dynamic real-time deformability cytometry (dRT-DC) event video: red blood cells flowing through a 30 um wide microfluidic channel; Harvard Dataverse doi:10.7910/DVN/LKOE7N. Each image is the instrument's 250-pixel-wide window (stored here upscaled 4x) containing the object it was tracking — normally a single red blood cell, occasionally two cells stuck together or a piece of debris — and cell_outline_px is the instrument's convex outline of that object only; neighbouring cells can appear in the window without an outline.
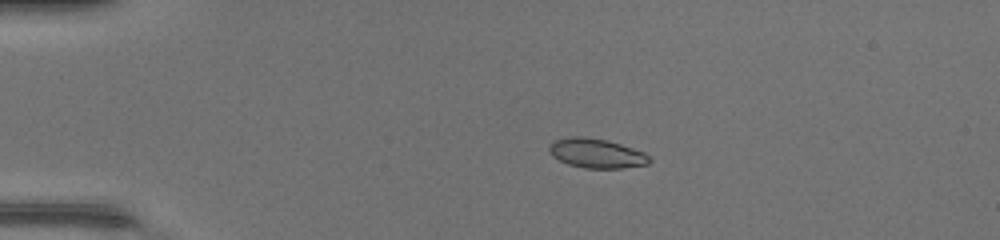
{"species": "common noctule bat (a hibernating species)", "species_latin": "Nyctalus noctula", "temperature_condition": "warm", "stored_images_in_passage": 38, "camera_frame_rate_fps": 3000, "um_per_image_px": 0.085, "animal": {"sex": "female", "body_mass_g": 17.0, "forearm_length_mm": 48.0}, "frame": {"image": 1, "passage_image": 1, "time_ms": 0.0, "image_size_px": [1000, 240], "cell_outline_px": [[652, 160], [648, 164], [624, 168], [584, 168], [568, 164], [552, 156], [548, 148], [548, 144], [556, 140], [572, 136], [580, 136], [608, 140], [644, 152]], "centroid_in_image_um": [50.7, 13.03], "position_along_channel_um": 34.3, "area_um2": 17.17}}
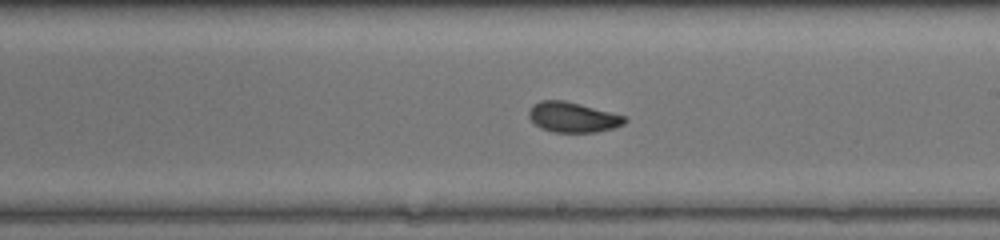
{"frame": {"image": 2, "passage_image": 19, "time_ms": 6.0, "image_size_px": [1000, 240], "cell_outline_px": [[628, 120], [624, 124], [612, 128], [596, 132], [552, 132], [540, 128], [528, 116], [528, 112], [532, 104], [540, 100], [564, 100], [580, 104], [624, 116]], "centroid_in_image_um": [48.65, 9.96], "position_along_channel_um": 240.4, "area_um2": 16.76}}
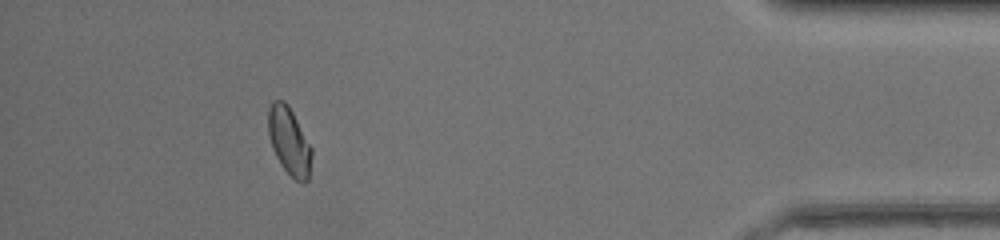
{"frame": {"image": 3, "passage_image": 34, "time_ms": 11.0, "image_size_px": [1000, 240], "cell_outline_px": [[312, 156], [308, 180], [304, 184], [296, 180], [280, 164], [272, 148], [268, 136], [268, 108], [272, 100], [284, 100], [288, 104], [312, 148]], "centroid_in_image_um": [24.57, 11.99], "position_along_channel_um": 410.6, "area_um2": 17.17}, "authors_computed_cell_mechanics": {"area_um2": 16.9932, "velocity_mm_per_s": 4.4406, "shape_relaxation_time_tau1_ms": 3.3659, "shape_relaxation_time_tau2_ms": 1.0868, "deformation_change_tau1": 0.1047, "deformation_change_tau2": 0.0443}}